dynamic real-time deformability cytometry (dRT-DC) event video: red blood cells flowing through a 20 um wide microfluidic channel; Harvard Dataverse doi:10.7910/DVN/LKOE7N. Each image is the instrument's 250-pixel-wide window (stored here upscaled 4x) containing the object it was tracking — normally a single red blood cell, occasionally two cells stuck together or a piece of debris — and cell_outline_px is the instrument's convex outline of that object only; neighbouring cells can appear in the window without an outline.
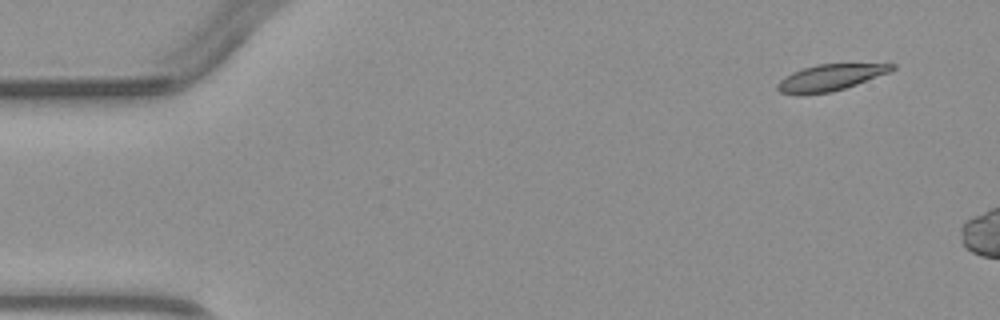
{"species": "common noctule bat (a hibernating species)", "species_latin": "Nyctalus noctula", "temperature_condition": "warm", "stored_images_in_passage": 3, "camera_frame_rate_fps": 3000, "um_per_image_px": 0.085, "animal": {"sex": "male", "body_mass_g": 23.1, "forearm_length_mm": 52.7}, "frame": {"image": 1, "passage_image": 1, "time_ms": 0.0, "image_size_px": [1000, 320], "cell_outline_px": [[896, 68], [888, 72], [856, 84], [832, 92], [800, 96], [780, 92], [776, 88], [776, 84], [784, 76], [792, 72], [816, 64], [896, 64]], "centroid_in_image_um": [70.48, 6.61], "position_along_channel_um": 14.5, "area_um2": 17.57}}